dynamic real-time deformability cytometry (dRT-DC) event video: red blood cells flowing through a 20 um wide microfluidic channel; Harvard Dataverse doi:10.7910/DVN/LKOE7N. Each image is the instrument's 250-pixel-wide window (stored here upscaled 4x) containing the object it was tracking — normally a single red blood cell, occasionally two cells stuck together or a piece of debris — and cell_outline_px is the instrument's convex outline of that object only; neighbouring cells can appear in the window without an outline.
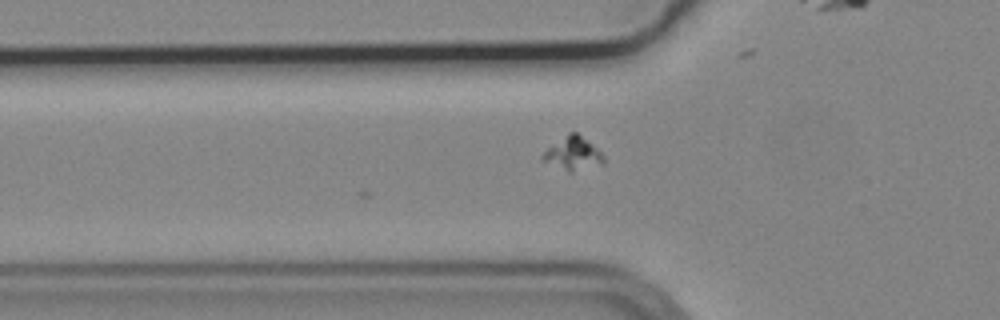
{"species": "common noctule bat (a hibernating species)", "species_latin": "Nyctalus noctula", "temperature_condition": "cold", "stored_images_in_passage": 2, "camera_frame_rate_fps": 3000, "um_per_image_px": 0.085, "animal": {"sex": "male", "body_mass_g": 19.2, "forearm_length_mm": 51.8}, "frame": {"image": 1, "passage_image": 2, "time_ms": 0.333, "image_size_px": [1000, 320], "cell_outline_px": [[604, 164], [572, 172], [568, 172], [540, 160], [540, 156], [548, 148], [568, 132], [576, 132], [596, 148], [604, 156]], "centroid_in_image_um": [48.68, 13.07], "position_along_channel_um": 77.1, "area_um2": 11.73}}